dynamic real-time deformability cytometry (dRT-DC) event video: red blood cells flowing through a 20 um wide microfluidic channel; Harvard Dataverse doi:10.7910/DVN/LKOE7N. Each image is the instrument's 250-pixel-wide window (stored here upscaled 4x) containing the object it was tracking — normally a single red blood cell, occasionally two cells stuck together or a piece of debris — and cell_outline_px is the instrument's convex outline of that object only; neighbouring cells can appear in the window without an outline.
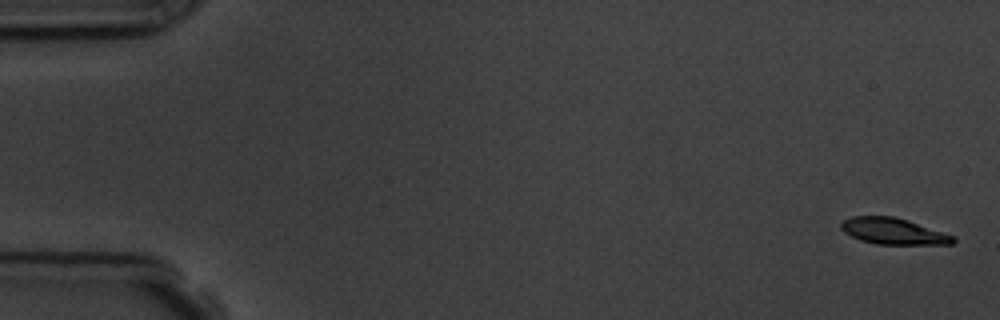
{"species": "common noctule bat (a hibernating species)", "species_latin": "Nyctalus noctula", "temperature_condition": "room temperature", "stored_images_in_passage": 5, "camera_frame_rate_fps": 3000, "um_per_image_px": 0.085, "animal": {"sex": "male", "body_mass_g": 19.5, "forearm_length_mm": 54.6}, "frame": {"image": 1, "passage_image": 1, "time_ms": 0.0, "image_size_px": [1000, 320], "cell_outline_px": [[956, 240], [952, 244], [876, 244], [860, 240], [844, 232], [840, 228], [840, 224], [844, 220], [852, 216], [892, 216], [908, 220], [956, 236]], "centroid_in_image_um": [75.94, 19.65], "position_along_channel_um": 9.1, "area_um2": 17.17}}
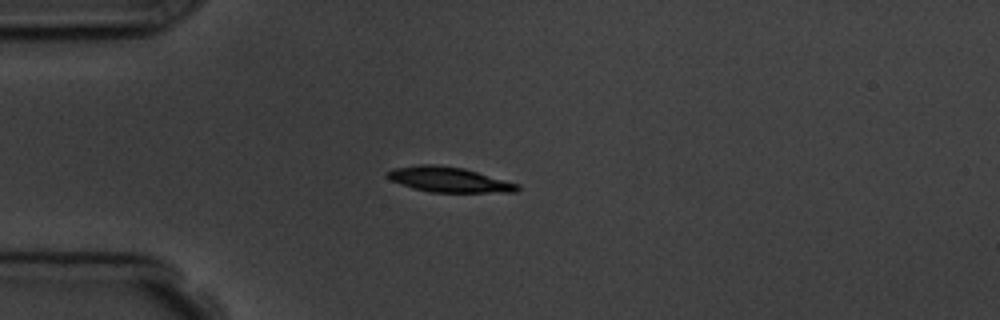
{"frame": {"image": 2, "passage_image": 4, "time_ms": 4.333, "image_size_px": [1000, 320], "cell_outline_px": [[520, 188], [516, 192], [432, 192], [412, 188], [392, 180], [388, 176], [388, 172], [392, 168], [420, 164], [432, 164], [464, 168], [520, 184]], "centroid_in_image_um": [38.2, 15.26], "position_along_channel_um": 46.8, "area_um2": 18.9}}